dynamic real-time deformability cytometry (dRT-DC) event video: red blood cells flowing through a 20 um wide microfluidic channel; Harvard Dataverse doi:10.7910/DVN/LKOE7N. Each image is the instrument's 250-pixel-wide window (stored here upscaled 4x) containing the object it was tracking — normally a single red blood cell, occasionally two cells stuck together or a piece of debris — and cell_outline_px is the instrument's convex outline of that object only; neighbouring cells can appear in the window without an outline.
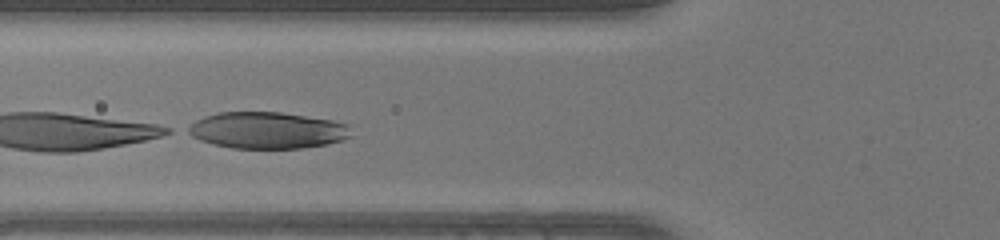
{"species": "human", "species_latin": "Homo sapiens", "temperature_condition": "warm", "stored_images_in_passage": 10, "camera_frame_rate_fps": 3000, "um_per_image_px": 0.085, "donor": {"sex": "female"}, "frame": {"image": 1, "passage_image": 7, "time_ms": 2.0, "image_size_px": [1000, 240], "cell_outline_px": [[352, 136], [344, 140], [328, 144], [300, 148], [232, 148], [212, 144], [200, 140], [184, 132], [184, 128], [196, 120], [204, 116], [220, 112], [280, 112], [332, 120], [348, 124]], "centroid_in_image_um": [22.69, 11.08], "position_along_channel_um": 103.1, "area_um2": 35.03}}